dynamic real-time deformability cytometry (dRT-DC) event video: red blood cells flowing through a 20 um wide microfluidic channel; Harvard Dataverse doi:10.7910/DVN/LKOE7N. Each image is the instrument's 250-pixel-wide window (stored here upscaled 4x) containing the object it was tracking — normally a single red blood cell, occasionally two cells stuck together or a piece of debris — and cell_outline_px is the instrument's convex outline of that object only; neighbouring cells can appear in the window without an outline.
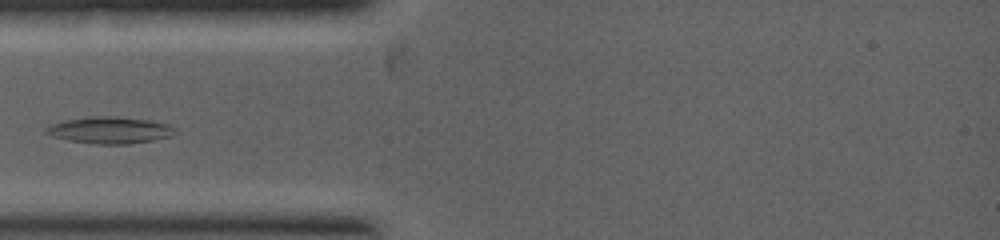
{"species": "common noctule bat (a hibernating species)", "species_latin": "Nyctalus noctula", "temperature_condition": "warm", "stored_images_in_passage": 10, "camera_frame_rate_fps": 5000, "um_per_image_px": 0.085, "animal": {"sex": "female", "body_mass_g": 19.0, "forearm_length_mm": 53.3}, "frame": {"image": 1, "passage_image": 6, "time_ms": 2.2, "image_size_px": [1000, 240], "cell_outline_px": [[180, 132], [172, 136], [152, 140], [128, 144], [96, 144], [68, 140], [52, 136], [44, 132], [44, 128], [52, 124], [64, 120], [88, 116], [116, 116], [148, 120], [168, 124], [176, 128]], "centroid_in_image_um": [9.36, 11.06], "position_along_channel_um": 75.6, "area_um2": 20.29}}
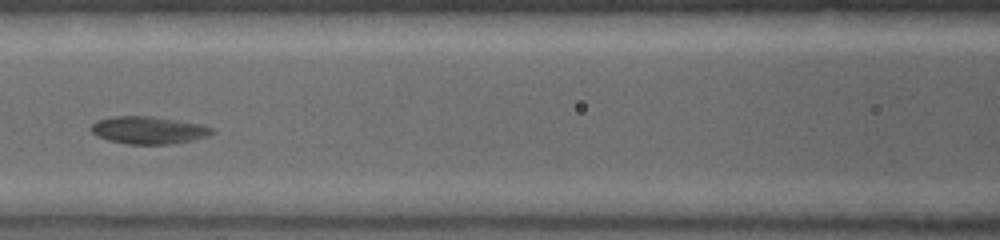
{"frame": {"image": 2, "passage_image": 9, "time_ms": 3.4, "image_size_px": [1000, 240], "cell_outline_px": [[216, 132], [208, 136], [168, 144], [124, 144], [108, 140], [96, 136], [88, 128], [96, 120], [112, 116], [152, 116], [200, 124], [212, 128]], "centroid_in_image_um": [12.55, 11.06], "position_along_channel_um": 154.0, "area_um2": 19.36}}